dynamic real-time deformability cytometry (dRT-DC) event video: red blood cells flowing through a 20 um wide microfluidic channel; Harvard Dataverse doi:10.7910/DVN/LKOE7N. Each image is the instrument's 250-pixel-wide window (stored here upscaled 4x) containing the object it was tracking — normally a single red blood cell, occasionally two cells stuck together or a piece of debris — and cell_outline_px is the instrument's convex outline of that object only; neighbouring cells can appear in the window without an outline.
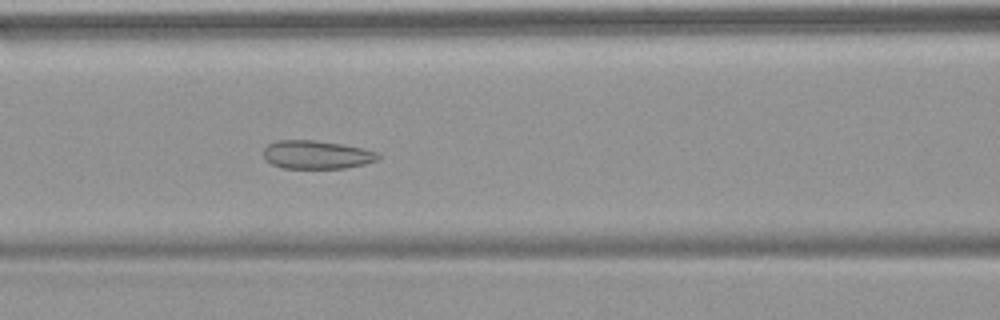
{"species": "common noctule bat (a hibernating species)", "species_latin": "Nyctalus noctula", "temperature_condition": "warm", "stored_images_in_passage": 53, "camera_frame_rate_fps": 3000, "um_per_image_px": 0.085, "animal": {"sex": "female", "body_mass_g": 18.4}, "frame": {"image": 1, "passage_image": 22, "time_ms": 7.0, "image_size_px": [1000, 320], "cell_outline_px": [[380, 156], [376, 160], [364, 164], [344, 168], [284, 168], [272, 164], [264, 160], [264, 148], [268, 144], [276, 140], [312, 140], [340, 144], [360, 148], [376, 152]], "centroid_in_image_um": [26.85, 13.15], "position_along_channel_um": 139.7, "area_um2": 18.73}}
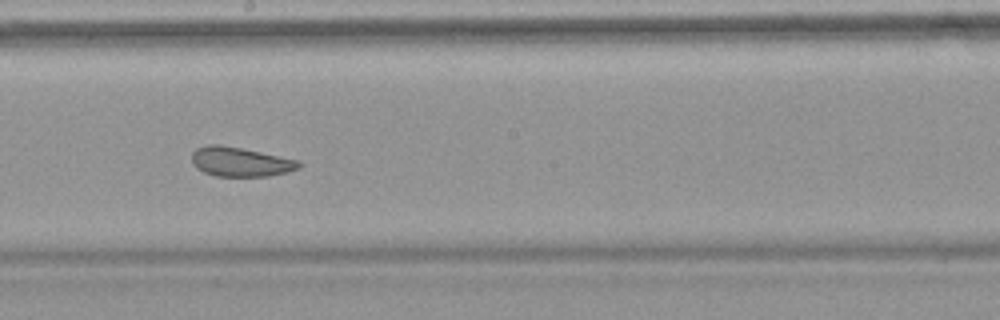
{"frame": {"image": 2, "passage_image": 29, "time_ms": 9.333, "image_size_px": [1000, 320], "cell_outline_px": [[304, 164], [300, 168], [288, 172], [268, 176], [216, 176], [204, 172], [196, 168], [192, 164], [192, 152], [196, 148], [208, 144], [220, 144], [300, 160]], "centroid_in_image_um": [20.45, 13.75], "position_along_channel_um": 227.8, "area_um2": 18.5}}
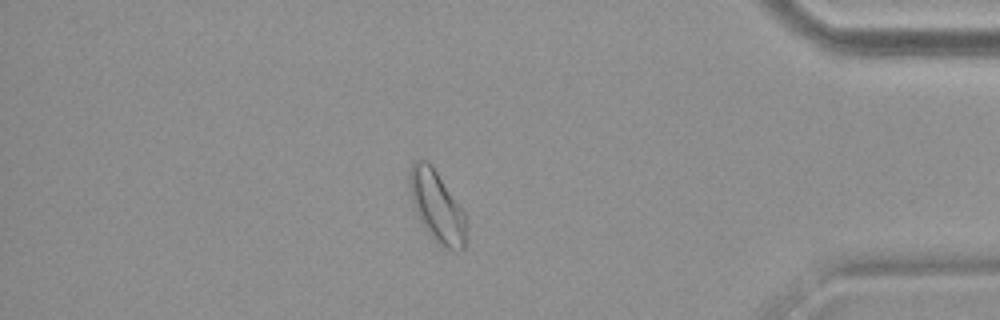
{"frame": {"image": 3, "passage_image": 45, "time_ms": 14.667, "image_size_px": [1000, 320], "cell_outline_px": [[468, 224], [464, 248], [460, 252], [456, 252], [440, 244], [432, 236], [420, 220], [412, 200], [408, 180], [408, 176], [412, 164], [416, 160], [428, 160], [464, 212], [468, 220]], "centroid_in_image_um": [37.17, 17.56], "position_along_channel_um": 398.0, "area_um2": 23.18}, "authors_computed_cell_mechanics": {"area_um2": 22.831, "velocity_mm_per_s": 3.7917, "shape_relaxation_time_tau1_ms": null, "shape_relaxation_time_tau2_ms": 1.6507, "deformation_change_tau1": null, "deformation_change_tau2": 0.0935}}